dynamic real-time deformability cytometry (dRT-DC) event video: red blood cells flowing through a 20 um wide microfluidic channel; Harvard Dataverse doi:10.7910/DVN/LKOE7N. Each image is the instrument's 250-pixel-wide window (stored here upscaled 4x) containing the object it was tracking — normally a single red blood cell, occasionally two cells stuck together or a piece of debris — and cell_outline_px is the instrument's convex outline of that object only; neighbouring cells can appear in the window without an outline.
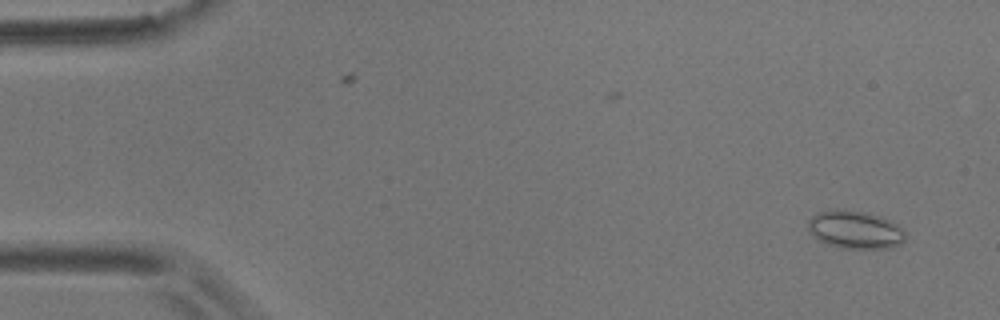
{"species": "common noctule bat (a hibernating species)", "species_latin": "Nyctalus noctula", "temperature_condition": "room temperature", "stored_images_in_passage": 56, "camera_frame_rate_fps": 3000, "um_per_image_px": 0.085, "animal": {"sex": "male", "body_mass_g": 17.9}, "frame": {"image": 1, "passage_image": 3, "time_ms": 0.667, "image_size_px": [1000, 320], "cell_outline_px": [[904, 240], [900, 244], [892, 248], [840, 248], [824, 244], [816, 240], [808, 228], [808, 220], [812, 216], [828, 208], [836, 208], [860, 212], [880, 216], [892, 220], [904, 228]], "centroid_in_image_um": [72.67, 19.53], "position_along_channel_um": 12.3, "area_um2": 21.85}}
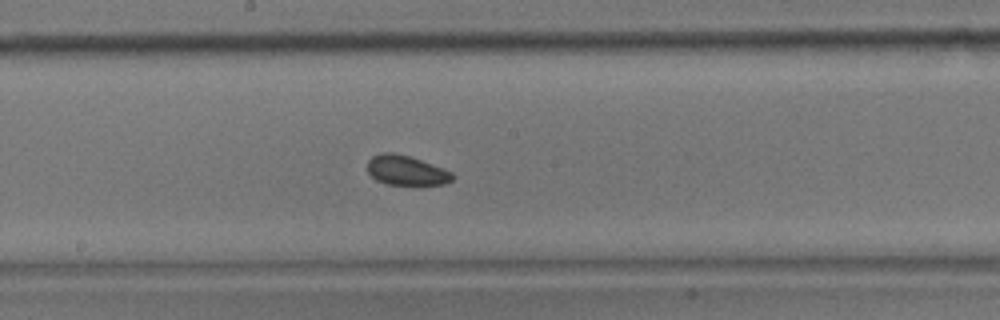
{"frame": {"image": 2, "passage_image": 30, "time_ms": 9.667, "image_size_px": [1000, 320], "cell_outline_px": [[456, 176], [452, 180], [444, 184], [388, 184], [376, 180], [368, 172], [368, 160], [372, 156], [380, 152], [392, 152], [412, 156], [452, 172]], "centroid_in_image_um": [34.53, 14.46], "position_along_channel_um": 213.7, "area_um2": 14.74}}
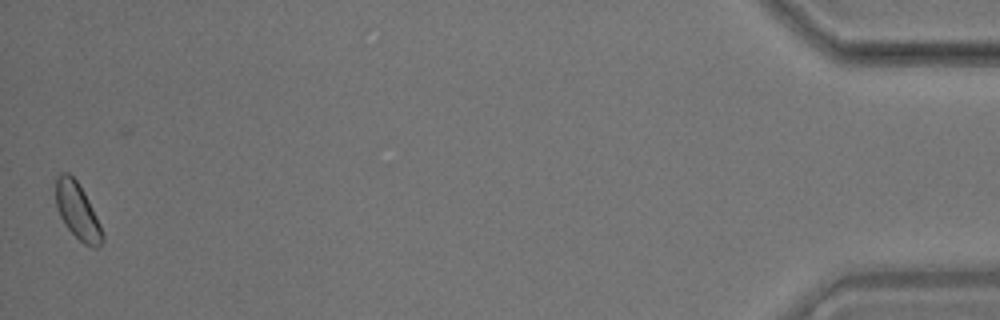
{"frame": {"image": 3, "passage_image": 56, "time_ms": 18.333, "image_size_px": [1000, 320], "cell_outline_px": [[104, 240], [96, 248], [92, 248], [84, 244], [64, 224], [56, 208], [56, 176], [60, 172], [68, 172], [76, 180], [84, 192], [100, 224], [104, 236]], "centroid_in_image_um": [6.57, 17.94], "position_along_channel_um": 428.6, "area_um2": 15.2}, "authors_computed_cell_mechanics": {"area_um2": 15.0858, "velocity_mm_per_s": 3.5261, "shape_relaxation_time_tau1_ms": null, "shape_relaxation_time_tau2_ms": 6.7318, "deformation_change_tau1": null, "deformation_change_tau2": 0.1035}}